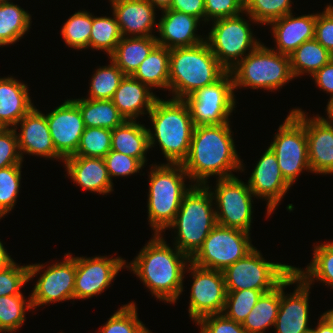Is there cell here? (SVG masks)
Segmentation results:
<instances>
[{
  "label": "cell",
  "instance_id": "obj_31",
  "mask_svg": "<svg viewBox=\"0 0 333 333\" xmlns=\"http://www.w3.org/2000/svg\"><path fill=\"white\" fill-rule=\"evenodd\" d=\"M71 100L79 107L85 127L113 130L126 121L112 100H94L83 97Z\"/></svg>",
  "mask_w": 333,
  "mask_h": 333
},
{
  "label": "cell",
  "instance_id": "obj_1",
  "mask_svg": "<svg viewBox=\"0 0 333 333\" xmlns=\"http://www.w3.org/2000/svg\"><path fill=\"white\" fill-rule=\"evenodd\" d=\"M231 129L230 122L194 126L189 152L182 163L190 184L206 185L212 176L224 179L235 177L233 172H244Z\"/></svg>",
  "mask_w": 333,
  "mask_h": 333
},
{
  "label": "cell",
  "instance_id": "obj_55",
  "mask_svg": "<svg viewBox=\"0 0 333 333\" xmlns=\"http://www.w3.org/2000/svg\"><path fill=\"white\" fill-rule=\"evenodd\" d=\"M149 1L155 8L165 10L169 9L172 3V0H147Z\"/></svg>",
  "mask_w": 333,
  "mask_h": 333
},
{
  "label": "cell",
  "instance_id": "obj_21",
  "mask_svg": "<svg viewBox=\"0 0 333 333\" xmlns=\"http://www.w3.org/2000/svg\"><path fill=\"white\" fill-rule=\"evenodd\" d=\"M311 173L333 174V123L324 116L308 117L304 111Z\"/></svg>",
  "mask_w": 333,
  "mask_h": 333
},
{
  "label": "cell",
  "instance_id": "obj_44",
  "mask_svg": "<svg viewBox=\"0 0 333 333\" xmlns=\"http://www.w3.org/2000/svg\"><path fill=\"white\" fill-rule=\"evenodd\" d=\"M226 300L223 314L235 322L243 323L248 314L254 308L261 295V290L243 289L238 291H226Z\"/></svg>",
  "mask_w": 333,
  "mask_h": 333
},
{
  "label": "cell",
  "instance_id": "obj_27",
  "mask_svg": "<svg viewBox=\"0 0 333 333\" xmlns=\"http://www.w3.org/2000/svg\"><path fill=\"white\" fill-rule=\"evenodd\" d=\"M28 85L12 76L0 77V124L14 128L34 107Z\"/></svg>",
  "mask_w": 333,
  "mask_h": 333
},
{
  "label": "cell",
  "instance_id": "obj_38",
  "mask_svg": "<svg viewBox=\"0 0 333 333\" xmlns=\"http://www.w3.org/2000/svg\"><path fill=\"white\" fill-rule=\"evenodd\" d=\"M125 74L110 59V64L96 69L92 76L88 99L112 100L114 93L120 85Z\"/></svg>",
  "mask_w": 333,
  "mask_h": 333
},
{
  "label": "cell",
  "instance_id": "obj_32",
  "mask_svg": "<svg viewBox=\"0 0 333 333\" xmlns=\"http://www.w3.org/2000/svg\"><path fill=\"white\" fill-rule=\"evenodd\" d=\"M289 57L291 71L296 78L306 73L314 75L333 58V54L313 38L303 42Z\"/></svg>",
  "mask_w": 333,
  "mask_h": 333
},
{
  "label": "cell",
  "instance_id": "obj_8",
  "mask_svg": "<svg viewBox=\"0 0 333 333\" xmlns=\"http://www.w3.org/2000/svg\"><path fill=\"white\" fill-rule=\"evenodd\" d=\"M284 179L292 186L304 171L311 172L308 143L304 127V111L292 109L270 143ZM304 170V171H303Z\"/></svg>",
  "mask_w": 333,
  "mask_h": 333
},
{
  "label": "cell",
  "instance_id": "obj_11",
  "mask_svg": "<svg viewBox=\"0 0 333 333\" xmlns=\"http://www.w3.org/2000/svg\"><path fill=\"white\" fill-rule=\"evenodd\" d=\"M250 234L217 224L191 258V262L201 268L224 271L255 248Z\"/></svg>",
  "mask_w": 333,
  "mask_h": 333
},
{
  "label": "cell",
  "instance_id": "obj_9",
  "mask_svg": "<svg viewBox=\"0 0 333 333\" xmlns=\"http://www.w3.org/2000/svg\"><path fill=\"white\" fill-rule=\"evenodd\" d=\"M293 270L292 265L265 260L255 247L223 271L225 288L226 291L253 289L266 293L277 287Z\"/></svg>",
  "mask_w": 333,
  "mask_h": 333
},
{
  "label": "cell",
  "instance_id": "obj_6",
  "mask_svg": "<svg viewBox=\"0 0 333 333\" xmlns=\"http://www.w3.org/2000/svg\"><path fill=\"white\" fill-rule=\"evenodd\" d=\"M152 166V167H151ZM148 191V222L153 234H161L174 221L184 195L193 184L184 182L189 176L182 164H151ZM187 186V187H186Z\"/></svg>",
  "mask_w": 333,
  "mask_h": 333
},
{
  "label": "cell",
  "instance_id": "obj_12",
  "mask_svg": "<svg viewBox=\"0 0 333 333\" xmlns=\"http://www.w3.org/2000/svg\"><path fill=\"white\" fill-rule=\"evenodd\" d=\"M233 78L227 72L214 84L196 90L183 99L190 110L194 126L229 123L236 108Z\"/></svg>",
  "mask_w": 333,
  "mask_h": 333
},
{
  "label": "cell",
  "instance_id": "obj_53",
  "mask_svg": "<svg viewBox=\"0 0 333 333\" xmlns=\"http://www.w3.org/2000/svg\"><path fill=\"white\" fill-rule=\"evenodd\" d=\"M14 262V259L11 258V255H9V253L3 246L2 241H0V271L6 269Z\"/></svg>",
  "mask_w": 333,
  "mask_h": 333
},
{
  "label": "cell",
  "instance_id": "obj_20",
  "mask_svg": "<svg viewBox=\"0 0 333 333\" xmlns=\"http://www.w3.org/2000/svg\"><path fill=\"white\" fill-rule=\"evenodd\" d=\"M20 126L17 133L18 146L22 159L23 154L37 155L46 159H64L56 152L49 131L46 114H43L35 106L16 124L15 130Z\"/></svg>",
  "mask_w": 333,
  "mask_h": 333
},
{
  "label": "cell",
  "instance_id": "obj_52",
  "mask_svg": "<svg viewBox=\"0 0 333 333\" xmlns=\"http://www.w3.org/2000/svg\"><path fill=\"white\" fill-rule=\"evenodd\" d=\"M314 79L316 86L320 90L326 91L330 94V100L333 99V58L319 69L314 75L311 76Z\"/></svg>",
  "mask_w": 333,
  "mask_h": 333
},
{
  "label": "cell",
  "instance_id": "obj_15",
  "mask_svg": "<svg viewBox=\"0 0 333 333\" xmlns=\"http://www.w3.org/2000/svg\"><path fill=\"white\" fill-rule=\"evenodd\" d=\"M296 285L295 290L286 294L285 288ZM309 286L293 270L280 283V304L279 312L275 321L276 333H309Z\"/></svg>",
  "mask_w": 333,
  "mask_h": 333
},
{
  "label": "cell",
  "instance_id": "obj_10",
  "mask_svg": "<svg viewBox=\"0 0 333 333\" xmlns=\"http://www.w3.org/2000/svg\"><path fill=\"white\" fill-rule=\"evenodd\" d=\"M241 16L214 20L206 35L211 52L228 72L261 43L253 34L249 21Z\"/></svg>",
  "mask_w": 333,
  "mask_h": 333
},
{
  "label": "cell",
  "instance_id": "obj_24",
  "mask_svg": "<svg viewBox=\"0 0 333 333\" xmlns=\"http://www.w3.org/2000/svg\"><path fill=\"white\" fill-rule=\"evenodd\" d=\"M294 16L289 13L268 24L276 43V49H271L288 56L303 42L314 38L317 13Z\"/></svg>",
  "mask_w": 333,
  "mask_h": 333
},
{
  "label": "cell",
  "instance_id": "obj_16",
  "mask_svg": "<svg viewBox=\"0 0 333 333\" xmlns=\"http://www.w3.org/2000/svg\"><path fill=\"white\" fill-rule=\"evenodd\" d=\"M126 267L121 257H77L74 299H89L109 288L116 275Z\"/></svg>",
  "mask_w": 333,
  "mask_h": 333
},
{
  "label": "cell",
  "instance_id": "obj_33",
  "mask_svg": "<svg viewBox=\"0 0 333 333\" xmlns=\"http://www.w3.org/2000/svg\"><path fill=\"white\" fill-rule=\"evenodd\" d=\"M32 16L13 2L0 3V47L13 45L31 28Z\"/></svg>",
  "mask_w": 333,
  "mask_h": 333
},
{
  "label": "cell",
  "instance_id": "obj_13",
  "mask_svg": "<svg viewBox=\"0 0 333 333\" xmlns=\"http://www.w3.org/2000/svg\"><path fill=\"white\" fill-rule=\"evenodd\" d=\"M214 203L217 224L247 231L250 233L253 220V199L248 183H244L238 177L217 179L215 189L209 184Z\"/></svg>",
  "mask_w": 333,
  "mask_h": 333
},
{
  "label": "cell",
  "instance_id": "obj_43",
  "mask_svg": "<svg viewBox=\"0 0 333 333\" xmlns=\"http://www.w3.org/2000/svg\"><path fill=\"white\" fill-rule=\"evenodd\" d=\"M111 130L99 127H85L79 146L73 156L104 158L111 150Z\"/></svg>",
  "mask_w": 333,
  "mask_h": 333
},
{
  "label": "cell",
  "instance_id": "obj_35",
  "mask_svg": "<svg viewBox=\"0 0 333 333\" xmlns=\"http://www.w3.org/2000/svg\"><path fill=\"white\" fill-rule=\"evenodd\" d=\"M312 257L305 270H294L309 286L316 280L333 289V240L315 245Z\"/></svg>",
  "mask_w": 333,
  "mask_h": 333
},
{
  "label": "cell",
  "instance_id": "obj_29",
  "mask_svg": "<svg viewBox=\"0 0 333 333\" xmlns=\"http://www.w3.org/2000/svg\"><path fill=\"white\" fill-rule=\"evenodd\" d=\"M157 44L156 35L150 37H122L109 58L125 75L132 76Z\"/></svg>",
  "mask_w": 333,
  "mask_h": 333
},
{
  "label": "cell",
  "instance_id": "obj_36",
  "mask_svg": "<svg viewBox=\"0 0 333 333\" xmlns=\"http://www.w3.org/2000/svg\"><path fill=\"white\" fill-rule=\"evenodd\" d=\"M92 15L89 49L104 50L110 56L122 38L116 17Z\"/></svg>",
  "mask_w": 333,
  "mask_h": 333
},
{
  "label": "cell",
  "instance_id": "obj_46",
  "mask_svg": "<svg viewBox=\"0 0 333 333\" xmlns=\"http://www.w3.org/2000/svg\"><path fill=\"white\" fill-rule=\"evenodd\" d=\"M103 159L111 181H113L112 177L131 176L144 168V165L137 158L113 150H110Z\"/></svg>",
  "mask_w": 333,
  "mask_h": 333
},
{
  "label": "cell",
  "instance_id": "obj_56",
  "mask_svg": "<svg viewBox=\"0 0 333 333\" xmlns=\"http://www.w3.org/2000/svg\"><path fill=\"white\" fill-rule=\"evenodd\" d=\"M320 316L327 322V324L333 330V308L323 312V314Z\"/></svg>",
  "mask_w": 333,
  "mask_h": 333
},
{
  "label": "cell",
  "instance_id": "obj_37",
  "mask_svg": "<svg viewBox=\"0 0 333 333\" xmlns=\"http://www.w3.org/2000/svg\"><path fill=\"white\" fill-rule=\"evenodd\" d=\"M32 310L31 297L24 294L0 296V333L16 332L26 320V310Z\"/></svg>",
  "mask_w": 333,
  "mask_h": 333
},
{
  "label": "cell",
  "instance_id": "obj_51",
  "mask_svg": "<svg viewBox=\"0 0 333 333\" xmlns=\"http://www.w3.org/2000/svg\"><path fill=\"white\" fill-rule=\"evenodd\" d=\"M169 9L195 16L205 22L204 0H172Z\"/></svg>",
  "mask_w": 333,
  "mask_h": 333
},
{
  "label": "cell",
  "instance_id": "obj_40",
  "mask_svg": "<svg viewBox=\"0 0 333 333\" xmlns=\"http://www.w3.org/2000/svg\"><path fill=\"white\" fill-rule=\"evenodd\" d=\"M44 264L35 263L22 265L14 262L9 267L0 271V296H12L21 294V289L44 270ZM43 269V270H42Z\"/></svg>",
  "mask_w": 333,
  "mask_h": 333
},
{
  "label": "cell",
  "instance_id": "obj_48",
  "mask_svg": "<svg viewBox=\"0 0 333 333\" xmlns=\"http://www.w3.org/2000/svg\"><path fill=\"white\" fill-rule=\"evenodd\" d=\"M205 23L221 18L237 16L245 12L244 0H204Z\"/></svg>",
  "mask_w": 333,
  "mask_h": 333
},
{
  "label": "cell",
  "instance_id": "obj_54",
  "mask_svg": "<svg viewBox=\"0 0 333 333\" xmlns=\"http://www.w3.org/2000/svg\"><path fill=\"white\" fill-rule=\"evenodd\" d=\"M317 323V326L312 328V333H333V330L321 316Z\"/></svg>",
  "mask_w": 333,
  "mask_h": 333
},
{
  "label": "cell",
  "instance_id": "obj_50",
  "mask_svg": "<svg viewBox=\"0 0 333 333\" xmlns=\"http://www.w3.org/2000/svg\"><path fill=\"white\" fill-rule=\"evenodd\" d=\"M314 38L333 54V5H326L324 11L317 13Z\"/></svg>",
  "mask_w": 333,
  "mask_h": 333
},
{
  "label": "cell",
  "instance_id": "obj_57",
  "mask_svg": "<svg viewBox=\"0 0 333 333\" xmlns=\"http://www.w3.org/2000/svg\"><path fill=\"white\" fill-rule=\"evenodd\" d=\"M326 113H327V116L326 119L330 122L333 123V99L330 100L327 105H326Z\"/></svg>",
  "mask_w": 333,
  "mask_h": 333
},
{
  "label": "cell",
  "instance_id": "obj_45",
  "mask_svg": "<svg viewBox=\"0 0 333 333\" xmlns=\"http://www.w3.org/2000/svg\"><path fill=\"white\" fill-rule=\"evenodd\" d=\"M22 165L0 168V214L4 217L15 207L19 196Z\"/></svg>",
  "mask_w": 333,
  "mask_h": 333
},
{
  "label": "cell",
  "instance_id": "obj_47",
  "mask_svg": "<svg viewBox=\"0 0 333 333\" xmlns=\"http://www.w3.org/2000/svg\"><path fill=\"white\" fill-rule=\"evenodd\" d=\"M22 159L16 130L14 128H2L0 130V168L11 165H22Z\"/></svg>",
  "mask_w": 333,
  "mask_h": 333
},
{
  "label": "cell",
  "instance_id": "obj_17",
  "mask_svg": "<svg viewBox=\"0 0 333 333\" xmlns=\"http://www.w3.org/2000/svg\"><path fill=\"white\" fill-rule=\"evenodd\" d=\"M56 262L48 265L47 269L40 274L32 293L29 295L33 310L50 303L74 301L76 257L67 253L62 262Z\"/></svg>",
  "mask_w": 333,
  "mask_h": 333
},
{
  "label": "cell",
  "instance_id": "obj_22",
  "mask_svg": "<svg viewBox=\"0 0 333 333\" xmlns=\"http://www.w3.org/2000/svg\"><path fill=\"white\" fill-rule=\"evenodd\" d=\"M162 17L158 21L156 36L158 45L173 49L178 47L195 46L206 38L196 34L201 20L195 16L181 13L172 9L162 10Z\"/></svg>",
  "mask_w": 333,
  "mask_h": 333
},
{
  "label": "cell",
  "instance_id": "obj_26",
  "mask_svg": "<svg viewBox=\"0 0 333 333\" xmlns=\"http://www.w3.org/2000/svg\"><path fill=\"white\" fill-rule=\"evenodd\" d=\"M157 98L147 85L125 75L112 101L125 120L137 121L139 115L149 114Z\"/></svg>",
  "mask_w": 333,
  "mask_h": 333
},
{
  "label": "cell",
  "instance_id": "obj_25",
  "mask_svg": "<svg viewBox=\"0 0 333 333\" xmlns=\"http://www.w3.org/2000/svg\"><path fill=\"white\" fill-rule=\"evenodd\" d=\"M64 168L76 185L86 191L107 194L113 191V182L103 158L70 156L64 159Z\"/></svg>",
  "mask_w": 333,
  "mask_h": 333
},
{
  "label": "cell",
  "instance_id": "obj_41",
  "mask_svg": "<svg viewBox=\"0 0 333 333\" xmlns=\"http://www.w3.org/2000/svg\"><path fill=\"white\" fill-rule=\"evenodd\" d=\"M246 17L249 21L262 25L292 13L291 0H244Z\"/></svg>",
  "mask_w": 333,
  "mask_h": 333
},
{
  "label": "cell",
  "instance_id": "obj_4",
  "mask_svg": "<svg viewBox=\"0 0 333 333\" xmlns=\"http://www.w3.org/2000/svg\"><path fill=\"white\" fill-rule=\"evenodd\" d=\"M227 72L206 40L195 46L173 48L170 49L168 91L173 99H185L196 90L214 84Z\"/></svg>",
  "mask_w": 333,
  "mask_h": 333
},
{
  "label": "cell",
  "instance_id": "obj_58",
  "mask_svg": "<svg viewBox=\"0 0 333 333\" xmlns=\"http://www.w3.org/2000/svg\"><path fill=\"white\" fill-rule=\"evenodd\" d=\"M11 2V0H0V3H6V2Z\"/></svg>",
  "mask_w": 333,
  "mask_h": 333
},
{
  "label": "cell",
  "instance_id": "obj_3",
  "mask_svg": "<svg viewBox=\"0 0 333 333\" xmlns=\"http://www.w3.org/2000/svg\"><path fill=\"white\" fill-rule=\"evenodd\" d=\"M152 123L148 128L149 148L158 144L169 164H182L186 159L194 124L183 99L157 98L149 112Z\"/></svg>",
  "mask_w": 333,
  "mask_h": 333
},
{
  "label": "cell",
  "instance_id": "obj_34",
  "mask_svg": "<svg viewBox=\"0 0 333 333\" xmlns=\"http://www.w3.org/2000/svg\"><path fill=\"white\" fill-rule=\"evenodd\" d=\"M280 284L273 290L263 293L242 323L246 333H265L274 327L279 312Z\"/></svg>",
  "mask_w": 333,
  "mask_h": 333
},
{
  "label": "cell",
  "instance_id": "obj_30",
  "mask_svg": "<svg viewBox=\"0 0 333 333\" xmlns=\"http://www.w3.org/2000/svg\"><path fill=\"white\" fill-rule=\"evenodd\" d=\"M170 49L156 45L132 75L150 89L168 90Z\"/></svg>",
  "mask_w": 333,
  "mask_h": 333
},
{
  "label": "cell",
  "instance_id": "obj_7",
  "mask_svg": "<svg viewBox=\"0 0 333 333\" xmlns=\"http://www.w3.org/2000/svg\"><path fill=\"white\" fill-rule=\"evenodd\" d=\"M234 89L252 88L276 91L294 78L290 57L259 44L229 71Z\"/></svg>",
  "mask_w": 333,
  "mask_h": 333
},
{
  "label": "cell",
  "instance_id": "obj_2",
  "mask_svg": "<svg viewBox=\"0 0 333 333\" xmlns=\"http://www.w3.org/2000/svg\"><path fill=\"white\" fill-rule=\"evenodd\" d=\"M126 268L143 282L152 296L174 304L183 292L184 274L191 259L175 245L167 244L162 234H152Z\"/></svg>",
  "mask_w": 333,
  "mask_h": 333
},
{
  "label": "cell",
  "instance_id": "obj_18",
  "mask_svg": "<svg viewBox=\"0 0 333 333\" xmlns=\"http://www.w3.org/2000/svg\"><path fill=\"white\" fill-rule=\"evenodd\" d=\"M46 118L56 152L63 159L73 156L85 129L79 107L67 99L47 113Z\"/></svg>",
  "mask_w": 333,
  "mask_h": 333
},
{
  "label": "cell",
  "instance_id": "obj_19",
  "mask_svg": "<svg viewBox=\"0 0 333 333\" xmlns=\"http://www.w3.org/2000/svg\"><path fill=\"white\" fill-rule=\"evenodd\" d=\"M248 186L258 199L267 201V216H270L291 185L284 179L274 152L268 147L257 161L248 179Z\"/></svg>",
  "mask_w": 333,
  "mask_h": 333
},
{
  "label": "cell",
  "instance_id": "obj_49",
  "mask_svg": "<svg viewBox=\"0 0 333 333\" xmlns=\"http://www.w3.org/2000/svg\"><path fill=\"white\" fill-rule=\"evenodd\" d=\"M196 324L200 333H246L241 323L227 318L223 313L200 318Z\"/></svg>",
  "mask_w": 333,
  "mask_h": 333
},
{
  "label": "cell",
  "instance_id": "obj_42",
  "mask_svg": "<svg viewBox=\"0 0 333 333\" xmlns=\"http://www.w3.org/2000/svg\"><path fill=\"white\" fill-rule=\"evenodd\" d=\"M137 306L131 301L121 306L98 333H152L138 318Z\"/></svg>",
  "mask_w": 333,
  "mask_h": 333
},
{
  "label": "cell",
  "instance_id": "obj_28",
  "mask_svg": "<svg viewBox=\"0 0 333 333\" xmlns=\"http://www.w3.org/2000/svg\"><path fill=\"white\" fill-rule=\"evenodd\" d=\"M139 122L126 120L111 130V150L137 158L145 166L146 153L150 149L148 128Z\"/></svg>",
  "mask_w": 333,
  "mask_h": 333
},
{
  "label": "cell",
  "instance_id": "obj_23",
  "mask_svg": "<svg viewBox=\"0 0 333 333\" xmlns=\"http://www.w3.org/2000/svg\"><path fill=\"white\" fill-rule=\"evenodd\" d=\"M122 37H150L155 21L156 8L147 0H109Z\"/></svg>",
  "mask_w": 333,
  "mask_h": 333
},
{
  "label": "cell",
  "instance_id": "obj_14",
  "mask_svg": "<svg viewBox=\"0 0 333 333\" xmlns=\"http://www.w3.org/2000/svg\"><path fill=\"white\" fill-rule=\"evenodd\" d=\"M187 273L191 272V285L188 313L195 323L202 317L223 313L226 288L223 271L201 268L188 263Z\"/></svg>",
  "mask_w": 333,
  "mask_h": 333
},
{
  "label": "cell",
  "instance_id": "obj_39",
  "mask_svg": "<svg viewBox=\"0 0 333 333\" xmlns=\"http://www.w3.org/2000/svg\"><path fill=\"white\" fill-rule=\"evenodd\" d=\"M92 13L79 10L67 19L61 29L65 44L75 50L89 49Z\"/></svg>",
  "mask_w": 333,
  "mask_h": 333
},
{
  "label": "cell",
  "instance_id": "obj_5",
  "mask_svg": "<svg viewBox=\"0 0 333 333\" xmlns=\"http://www.w3.org/2000/svg\"><path fill=\"white\" fill-rule=\"evenodd\" d=\"M213 200L211 190L206 185H193L184 195L174 221L167 227L177 230L174 231L177 236L173 245L190 259L217 225Z\"/></svg>",
  "mask_w": 333,
  "mask_h": 333
}]
</instances>
